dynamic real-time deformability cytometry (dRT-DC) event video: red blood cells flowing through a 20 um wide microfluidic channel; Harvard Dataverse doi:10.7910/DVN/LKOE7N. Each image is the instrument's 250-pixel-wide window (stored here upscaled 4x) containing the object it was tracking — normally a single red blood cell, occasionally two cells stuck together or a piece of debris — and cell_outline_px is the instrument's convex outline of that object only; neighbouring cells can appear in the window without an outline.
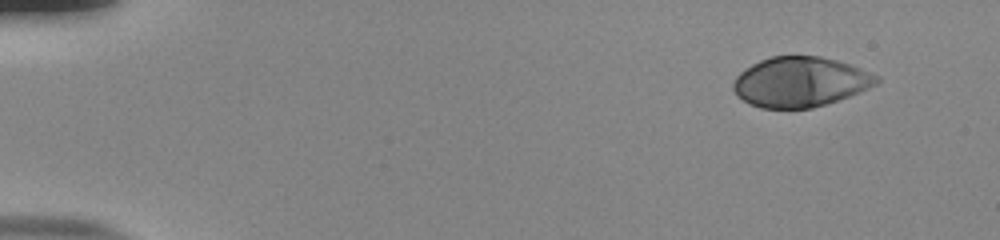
{"species": "human", "species_latin": "Homo sapiens", "temperature_condition": "room temperature", "stored_images_in_passage": 50, "camera_frame_rate_fps": 3000, "um_per_image_px": 0.085, "donor": {"sex": "male"}, "frame": {"image": 1, "passage_image": 1, "time_ms": 0.0, "image_size_px": [1000, 240], "cell_outline_px": [[880, 80], [876, 84], [860, 92], [812, 108], [760, 108], [736, 96], [732, 88], [732, 84], [736, 76], [740, 72], [752, 64], [760, 60], [772, 56], [820, 56], [836, 60], [860, 68], [880, 76]], "centroid_in_image_um": [68.0, 6.96], "position_along_channel_um": 17.0, "area_um2": 41.56}}
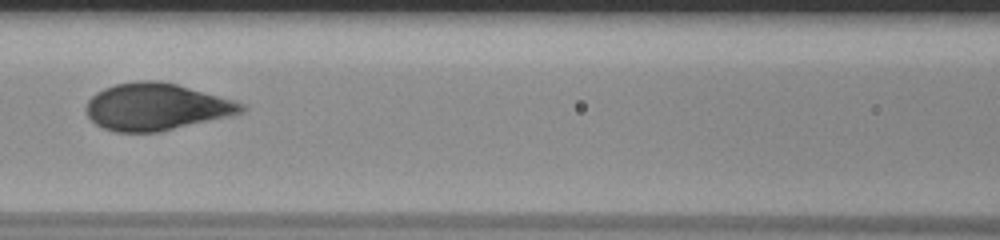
{"frame": {"image": 2, "passage_image": 22, "time_ms": 7.0, "image_size_px": [1000, 240], "cell_outline_px": [[248, 108], [244, 112], [228, 116], [160, 132], [116, 132], [104, 128], [96, 124], [88, 116], [84, 108], [88, 100], [96, 92], [104, 88], [116, 84], [140, 80], [156, 80], [176, 84], [232, 100], [244, 104]], "centroid_in_image_um": [13.25, 9.08], "position_along_channel_um": 153.3, "area_um2": 42.31}}
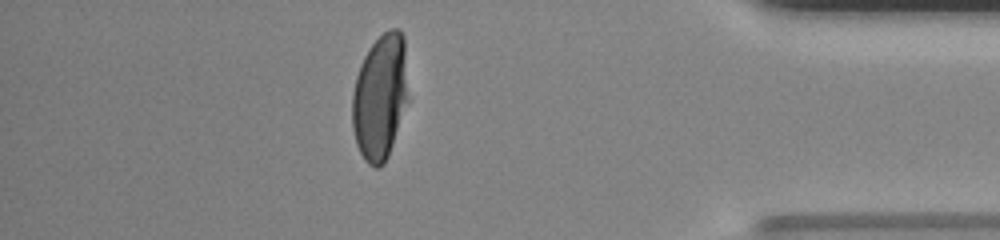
{"frame": {"image": 3, "passage_image": 44, "time_ms": 14.333, "image_size_px": [1000, 240], "cell_outline_px": [[408, 100], [388, 156], [384, 164], [380, 168], [376, 168], [368, 164], [364, 160], [356, 144], [352, 128], [352, 92], [356, 76], [360, 64], [368, 48], [388, 28], [400, 28], [404, 36], [408, 96]], "centroid_in_image_um": [32.3, 8.23], "position_along_channel_um": 402.9, "area_um2": 41.33}, "authors_computed_cell_mechanics": {"area_um2": 42.3963, "velocity_mm_per_s": 3.8302, "shape_relaxation_time_tau1_ms": 3.8802, "shape_relaxation_time_tau2_ms": null, "deformation_change_tau1": 0.2056, "deformation_change_tau2": null}}